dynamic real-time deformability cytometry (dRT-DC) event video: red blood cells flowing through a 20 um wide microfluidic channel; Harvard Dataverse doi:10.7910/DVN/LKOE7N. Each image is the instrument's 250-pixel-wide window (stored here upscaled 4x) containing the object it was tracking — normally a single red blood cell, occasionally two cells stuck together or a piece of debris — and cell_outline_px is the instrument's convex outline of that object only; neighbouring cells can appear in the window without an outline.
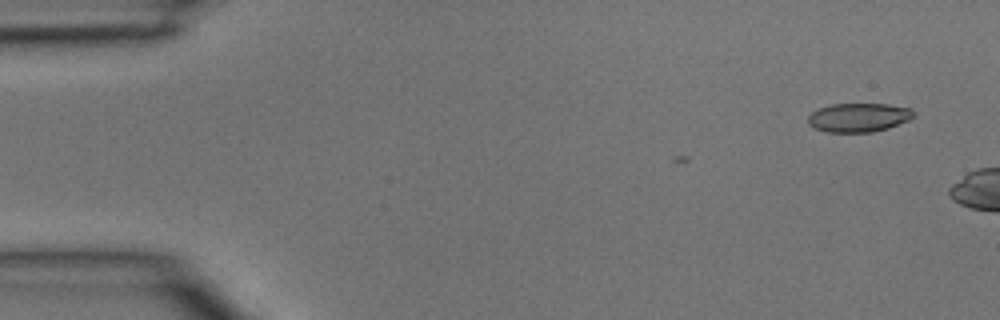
{"species": "common noctule bat (a hibernating species)", "species_latin": "Nyctalus noctula", "temperature_condition": "room temperature", "stored_images_in_passage": 3, "camera_frame_rate_fps": 3000, "um_per_image_px": 0.085, "animal": {"sex": "male", "body_mass_g": 15.6}, "frame": {"image": 1, "passage_image": 3, "time_ms": 0.667, "image_size_px": [1000, 320], "cell_outline_px": [[916, 116], [908, 120], [888, 128], [872, 132], [828, 132], [816, 128], [808, 124], [808, 116], [812, 112], [820, 108], [832, 104], [888, 104], [912, 108]], "centroid_in_image_um": [73.02, 9.98], "position_along_channel_um": 12.0, "area_um2": 17.74}}